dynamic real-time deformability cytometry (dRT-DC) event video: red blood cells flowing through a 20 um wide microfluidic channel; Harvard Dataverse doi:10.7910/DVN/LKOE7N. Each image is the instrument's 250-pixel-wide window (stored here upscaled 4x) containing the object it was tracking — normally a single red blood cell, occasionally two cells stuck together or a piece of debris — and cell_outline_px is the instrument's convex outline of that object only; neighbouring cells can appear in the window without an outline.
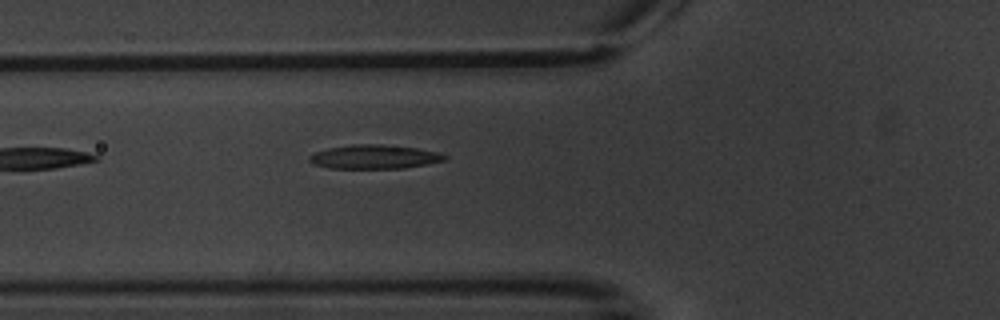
{"species": "common noctule bat (a hibernating species)", "species_latin": "Nyctalus noctula", "temperature_condition": "warm", "stored_images_in_passage": 3, "camera_frame_rate_fps": 3000, "um_per_image_px": 0.085, "animal": {"sex": "male", "body_mass_g": 20.1, "forearm_length_mm": 53.5}, "frame": {"image": 1, "passage_image": 3, "time_ms": 2.667, "image_size_px": [1000, 320], "cell_outline_px": [[448, 160], [428, 164], [404, 168], [328, 168], [312, 164], [308, 160], [308, 156], [316, 152], [328, 148], [352, 144], [380, 144], [416, 148], [440, 152], [448, 156]], "centroid_in_image_um": [31.84, 13.33], "position_along_channel_um": 94.0, "area_um2": 19.07}}